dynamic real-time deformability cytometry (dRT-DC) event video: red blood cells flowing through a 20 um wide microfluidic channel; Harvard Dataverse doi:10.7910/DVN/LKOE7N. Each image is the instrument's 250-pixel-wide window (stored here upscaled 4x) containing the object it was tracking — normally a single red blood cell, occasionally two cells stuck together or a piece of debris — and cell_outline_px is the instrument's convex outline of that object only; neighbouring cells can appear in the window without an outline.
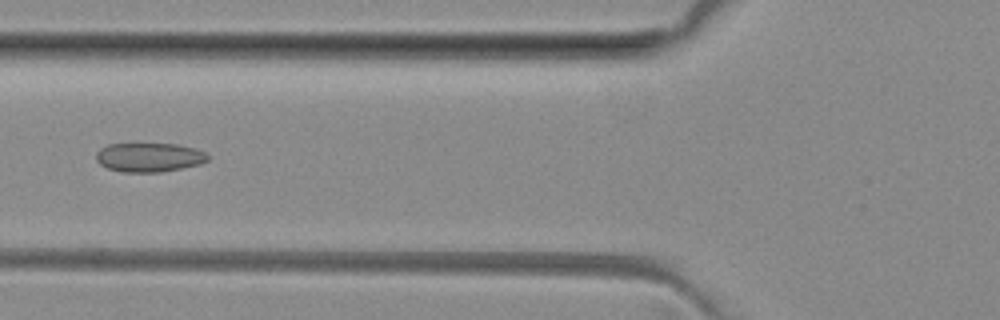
{"species": "common noctule bat (a hibernating species)", "species_latin": "Nyctalus noctula", "temperature_condition": "room temperature", "stored_images_in_passage": 6, "camera_frame_rate_fps": 3000, "um_per_image_px": 0.085, "animal": {"sex": "female", "body_mass_g": 29.2, "forearm_length_mm": 56.3}, "frame": {"image": 1, "passage_image": 5, "time_ms": 5.333, "image_size_px": [1000, 320], "cell_outline_px": [[208, 160], [200, 164], [160, 172], [124, 172], [108, 168], [100, 164], [96, 160], [96, 152], [100, 148], [108, 144], [176, 144], [192, 148], [204, 152], [208, 156]], "centroid_in_image_um": [12.64, 13.37], "position_along_channel_um": 113.2, "area_um2": 18.73}}
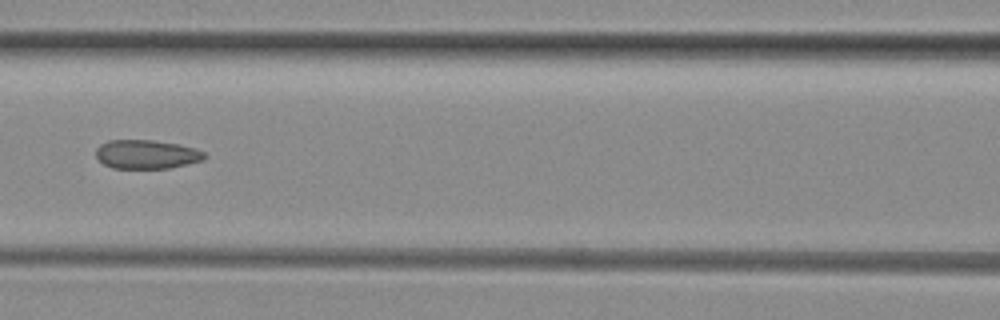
{"frame": {"image": 2, "passage_image": 6, "time_ms": 6.333, "image_size_px": [1000, 320], "cell_outline_px": [[208, 156], [204, 160], [168, 168], [112, 168], [104, 164], [96, 156], [96, 148], [100, 144], [108, 140], [152, 140], [180, 144], [204, 152]], "centroid_in_image_um": [12.45, 13.11], "position_along_channel_um": 154.1, "area_um2": 18.26}}